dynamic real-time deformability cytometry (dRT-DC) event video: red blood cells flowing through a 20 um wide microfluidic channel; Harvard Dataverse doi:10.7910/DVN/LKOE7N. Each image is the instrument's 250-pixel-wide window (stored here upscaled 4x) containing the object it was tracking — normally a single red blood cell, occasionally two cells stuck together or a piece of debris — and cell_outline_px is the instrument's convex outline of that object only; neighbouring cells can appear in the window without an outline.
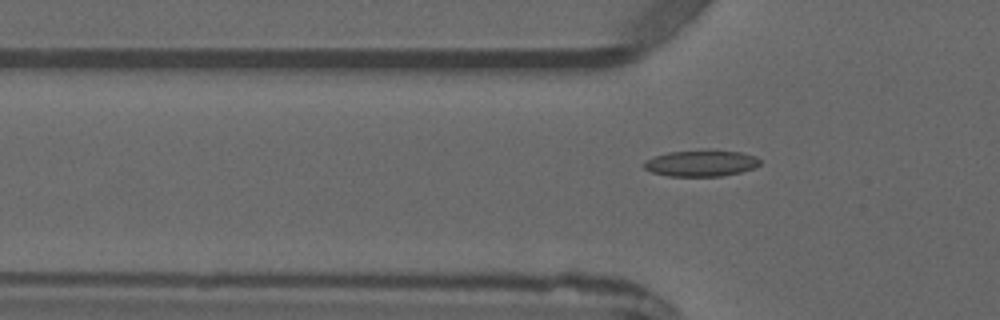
{"species": "common noctule bat (a hibernating species)", "species_latin": "Nyctalus noctula", "temperature_condition": "warm", "stored_images_in_passage": 4, "camera_frame_rate_fps": 3000, "um_per_image_px": 0.085, "animal": {"sex": "male", "forearm_length_mm": 52.5}, "frame": {"image": 1, "passage_image": 4, "time_ms": 3.667, "image_size_px": [1000, 320], "cell_outline_px": [[760, 164], [752, 168], [740, 172], [720, 176], [668, 176], [652, 172], [644, 168], [644, 164], [648, 160], [656, 156], [668, 152], [740, 152], [756, 156], [760, 160]], "centroid_in_image_um": [59.6, 13.91], "position_along_channel_um": 66.2, "area_um2": 16.94}}